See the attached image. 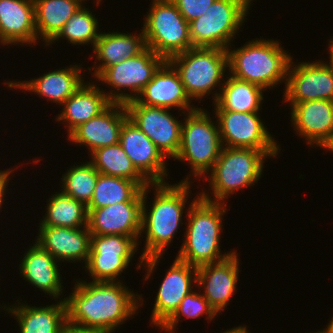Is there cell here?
Wrapping results in <instances>:
<instances>
[{"label": "cell", "mask_w": 333, "mask_h": 333, "mask_svg": "<svg viewBox=\"0 0 333 333\" xmlns=\"http://www.w3.org/2000/svg\"><path fill=\"white\" fill-rule=\"evenodd\" d=\"M189 183L188 179H185L178 185H169L166 182L151 183L143 188L141 233L146 232V244L140 257V265L146 263L148 267L147 279L180 226L183 208H185L188 193H190ZM150 185L156 188V194H154L155 199L151 210L147 214L145 199Z\"/></svg>", "instance_id": "7a4b0ae2"}, {"label": "cell", "mask_w": 333, "mask_h": 333, "mask_svg": "<svg viewBox=\"0 0 333 333\" xmlns=\"http://www.w3.org/2000/svg\"><path fill=\"white\" fill-rule=\"evenodd\" d=\"M331 44H329L330 46H329V51H330V62H329V64H328V66L332 69V72H333V40L332 41H329Z\"/></svg>", "instance_id": "60d3db41"}, {"label": "cell", "mask_w": 333, "mask_h": 333, "mask_svg": "<svg viewBox=\"0 0 333 333\" xmlns=\"http://www.w3.org/2000/svg\"><path fill=\"white\" fill-rule=\"evenodd\" d=\"M252 0H215L200 17L189 22L193 47L226 49L248 13Z\"/></svg>", "instance_id": "ba28073f"}, {"label": "cell", "mask_w": 333, "mask_h": 333, "mask_svg": "<svg viewBox=\"0 0 333 333\" xmlns=\"http://www.w3.org/2000/svg\"><path fill=\"white\" fill-rule=\"evenodd\" d=\"M166 60L146 47L137 56L124 59L116 65L104 68L96 77L100 81L121 90L130 89L135 93H106L111 102L126 103L137 98L146 84Z\"/></svg>", "instance_id": "30bf717a"}, {"label": "cell", "mask_w": 333, "mask_h": 333, "mask_svg": "<svg viewBox=\"0 0 333 333\" xmlns=\"http://www.w3.org/2000/svg\"><path fill=\"white\" fill-rule=\"evenodd\" d=\"M290 60L287 77L285 100L299 103L307 100L333 101V72L323 62H303L295 67ZM293 67V68H292Z\"/></svg>", "instance_id": "5bb4252c"}, {"label": "cell", "mask_w": 333, "mask_h": 333, "mask_svg": "<svg viewBox=\"0 0 333 333\" xmlns=\"http://www.w3.org/2000/svg\"><path fill=\"white\" fill-rule=\"evenodd\" d=\"M269 155L263 150L252 148L223 147L219 158L210 170L211 196L202 192L205 200L221 203L229 194L240 188L251 186L261 177L264 159Z\"/></svg>", "instance_id": "5b68a950"}, {"label": "cell", "mask_w": 333, "mask_h": 333, "mask_svg": "<svg viewBox=\"0 0 333 333\" xmlns=\"http://www.w3.org/2000/svg\"><path fill=\"white\" fill-rule=\"evenodd\" d=\"M278 41L253 40L236 50L227 48L231 76L256 84L264 90L287 78L292 57L284 52ZM282 79V80H281Z\"/></svg>", "instance_id": "277c9868"}, {"label": "cell", "mask_w": 333, "mask_h": 333, "mask_svg": "<svg viewBox=\"0 0 333 333\" xmlns=\"http://www.w3.org/2000/svg\"><path fill=\"white\" fill-rule=\"evenodd\" d=\"M222 145L229 148L263 150L277 156L279 147L258 116V112L216 111Z\"/></svg>", "instance_id": "8fae6325"}, {"label": "cell", "mask_w": 333, "mask_h": 333, "mask_svg": "<svg viewBox=\"0 0 333 333\" xmlns=\"http://www.w3.org/2000/svg\"><path fill=\"white\" fill-rule=\"evenodd\" d=\"M13 313L18 319L20 333H61L67 323L65 299L60 303L46 307L23 305L4 309Z\"/></svg>", "instance_id": "4316f807"}, {"label": "cell", "mask_w": 333, "mask_h": 333, "mask_svg": "<svg viewBox=\"0 0 333 333\" xmlns=\"http://www.w3.org/2000/svg\"><path fill=\"white\" fill-rule=\"evenodd\" d=\"M137 240L123 235H91L88 261L85 265L93 281L116 282L127 268L138 248Z\"/></svg>", "instance_id": "7c38bea8"}, {"label": "cell", "mask_w": 333, "mask_h": 333, "mask_svg": "<svg viewBox=\"0 0 333 333\" xmlns=\"http://www.w3.org/2000/svg\"><path fill=\"white\" fill-rule=\"evenodd\" d=\"M70 227L40 226L38 243L58 261H85L87 263L91 246V232Z\"/></svg>", "instance_id": "7402d4cb"}, {"label": "cell", "mask_w": 333, "mask_h": 333, "mask_svg": "<svg viewBox=\"0 0 333 333\" xmlns=\"http://www.w3.org/2000/svg\"><path fill=\"white\" fill-rule=\"evenodd\" d=\"M214 97L216 111L259 112L264 89L256 84L229 76Z\"/></svg>", "instance_id": "f1b7e54d"}, {"label": "cell", "mask_w": 333, "mask_h": 333, "mask_svg": "<svg viewBox=\"0 0 333 333\" xmlns=\"http://www.w3.org/2000/svg\"><path fill=\"white\" fill-rule=\"evenodd\" d=\"M34 0H0V42H37Z\"/></svg>", "instance_id": "603a6c76"}, {"label": "cell", "mask_w": 333, "mask_h": 333, "mask_svg": "<svg viewBox=\"0 0 333 333\" xmlns=\"http://www.w3.org/2000/svg\"><path fill=\"white\" fill-rule=\"evenodd\" d=\"M125 107L129 119L166 157L174 158L180 148L182 123L167 108L140 105L135 99Z\"/></svg>", "instance_id": "4fadbf2b"}, {"label": "cell", "mask_w": 333, "mask_h": 333, "mask_svg": "<svg viewBox=\"0 0 333 333\" xmlns=\"http://www.w3.org/2000/svg\"><path fill=\"white\" fill-rule=\"evenodd\" d=\"M71 294L64 298L67 322L99 333L113 332L139 308L138 297L120 281H79Z\"/></svg>", "instance_id": "6da1fadb"}, {"label": "cell", "mask_w": 333, "mask_h": 333, "mask_svg": "<svg viewBox=\"0 0 333 333\" xmlns=\"http://www.w3.org/2000/svg\"><path fill=\"white\" fill-rule=\"evenodd\" d=\"M202 314H207V318L210 320L217 315L203 294H198L192 291L182 299L174 314L165 323L157 326L163 328V330L165 329V331L167 330L173 333V330L180 319V315H184L187 318H198Z\"/></svg>", "instance_id": "d590c367"}, {"label": "cell", "mask_w": 333, "mask_h": 333, "mask_svg": "<svg viewBox=\"0 0 333 333\" xmlns=\"http://www.w3.org/2000/svg\"><path fill=\"white\" fill-rule=\"evenodd\" d=\"M291 120L296 132L324 148L333 138V101L307 100L292 103Z\"/></svg>", "instance_id": "ffe728a7"}, {"label": "cell", "mask_w": 333, "mask_h": 333, "mask_svg": "<svg viewBox=\"0 0 333 333\" xmlns=\"http://www.w3.org/2000/svg\"><path fill=\"white\" fill-rule=\"evenodd\" d=\"M61 333H99L94 330H89L87 328L78 327L72 324H69L68 322L64 325V327L61 330Z\"/></svg>", "instance_id": "f35d334b"}, {"label": "cell", "mask_w": 333, "mask_h": 333, "mask_svg": "<svg viewBox=\"0 0 333 333\" xmlns=\"http://www.w3.org/2000/svg\"><path fill=\"white\" fill-rule=\"evenodd\" d=\"M98 22L92 12L84 6L80 7L73 16L65 23L59 34L49 43L65 37L73 45L91 43L94 47L99 39Z\"/></svg>", "instance_id": "e575fe53"}, {"label": "cell", "mask_w": 333, "mask_h": 333, "mask_svg": "<svg viewBox=\"0 0 333 333\" xmlns=\"http://www.w3.org/2000/svg\"><path fill=\"white\" fill-rule=\"evenodd\" d=\"M142 195L143 188L136 181L99 173L87 209L106 207L120 202H142Z\"/></svg>", "instance_id": "4dcf8cb0"}, {"label": "cell", "mask_w": 333, "mask_h": 333, "mask_svg": "<svg viewBox=\"0 0 333 333\" xmlns=\"http://www.w3.org/2000/svg\"><path fill=\"white\" fill-rule=\"evenodd\" d=\"M324 148L328 149L329 151L331 150L333 152V138Z\"/></svg>", "instance_id": "7bdbcfd3"}, {"label": "cell", "mask_w": 333, "mask_h": 333, "mask_svg": "<svg viewBox=\"0 0 333 333\" xmlns=\"http://www.w3.org/2000/svg\"><path fill=\"white\" fill-rule=\"evenodd\" d=\"M87 212L91 235H123L136 240L141 235L142 202H120Z\"/></svg>", "instance_id": "2e32d148"}, {"label": "cell", "mask_w": 333, "mask_h": 333, "mask_svg": "<svg viewBox=\"0 0 333 333\" xmlns=\"http://www.w3.org/2000/svg\"><path fill=\"white\" fill-rule=\"evenodd\" d=\"M191 274L194 275V281L197 282V268L176 258L155 298L151 318L153 324L157 326L165 323L178 309L182 299L192 292Z\"/></svg>", "instance_id": "44dd1931"}, {"label": "cell", "mask_w": 333, "mask_h": 333, "mask_svg": "<svg viewBox=\"0 0 333 333\" xmlns=\"http://www.w3.org/2000/svg\"><path fill=\"white\" fill-rule=\"evenodd\" d=\"M77 1H79V2L81 3L83 0H77ZM100 1H101V0H98V2H97V3L99 4V3H100Z\"/></svg>", "instance_id": "ee69618b"}, {"label": "cell", "mask_w": 333, "mask_h": 333, "mask_svg": "<svg viewBox=\"0 0 333 333\" xmlns=\"http://www.w3.org/2000/svg\"><path fill=\"white\" fill-rule=\"evenodd\" d=\"M223 149L219 126L201 108L188 112L181 127V143L177 160L187 161L195 177L212 169Z\"/></svg>", "instance_id": "8992f818"}, {"label": "cell", "mask_w": 333, "mask_h": 333, "mask_svg": "<svg viewBox=\"0 0 333 333\" xmlns=\"http://www.w3.org/2000/svg\"><path fill=\"white\" fill-rule=\"evenodd\" d=\"M167 61L178 72L187 96L200 100L220 84L228 67L227 50L221 48L192 47Z\"/></svg>", "instance_id": "52a82bcc"}, {"label": "cell", "mask_w": 333, "mask_h": 333, "mask_svg": "<svg viewBox=\"0 0 333 333\" xmlns=\"http://www.w3.org/2000/svg\"><path fill=\"white\" fill-rule=\"evenodd\" d=\"M37 37L50 43L82 6L77 0H34ZM39 33V34H38Z\"/></svg>", "instance_id": "f546056e"}, {"label": "cell", "mask_w": 333, "mask_h": 333, "mask_svg": "<svg viewBox=\"0 0 333 333\" xmlns=\"http://www.w3.org/2000/svg\"><path fill=\"white\" fill-rule=\"evenodd\" d=\"M223 333H249L245 326H238Z\"/></svg>", "instance_id": "ab89813d"}, {"label": "cell", "mask_w": 333, "mask_h": 333, "mask_svg": "<svg viewBox=\"0 0 333 333\" xmlns=\"http://www.w3.org/2000/svg\"><path fill=\"white\" fill-rule=\"evenodd\" d=\"M56 262L58 260L36 243L25 253L19 269L26 281L58 298L63 289Z\"/></svg>", "instance_id": "d4e9b609"}, {"label": "cell", "mask_w": 333, "mask_h": 333, "mask_svg": "<svg viewBox=\"0 0 333 333\" xmlns=\"http://www.w3.org/2000/svg\"><path fill=\"white\" fill-rule=\"evenodd\" d=\"M146 48L143 30L138 36L126 33H101L93 49L102 64L93 73L97 76L104 68L140 54Z\"/></svg>", "instance_id": "83f0119b"}, {"label": "cell", "mask_w": 333, "mask_h": 333, "mask_svg": "<svg viewBox=\"0 0 333 333\" xmlns=\"http://www.w3.org/2000/svg\"><path fill=\"white\" fill-rule=\"evenodd\" d=\"M237 254L197 267V285L205 288L204 297L218 314L227 307L234 294L239 273Z\"/></svg>", "instance_id": "ac0fdd59"}, {"label": "cell", "mask_w": 333, "mask_h": 333, "mask_svg": "<svg viewBox=\"0 0 333 333\" xmlns=\"http://www.w3.org/2000/svg\"><path fill=\"white\" fill-rule=\"evenodd\" d=\"M91 155L90 162L100 174L136 181L142 188L151 184L135 168L119 143L98 148Z\"/></svg>", "instance_id": "1f68e13d"}, {"label": "cell", "mask_w": 333, "mask_h": 333, "mask_svg": "<svg viewBox=\"0 0 333 333\" xmlns=\"http://www.w3.org/2000/svg\"><path fill=\"white\" fill-rule=\"evenodd\" d=\"M317 333H326V332L323 330V331H319V332H317Z\"/></svg>", "instance_id": "f6af8a7d"}, {"label": "cell", "mask_w": 333, "mask_h": 333, "mask_svg": "<svg viewBox=\"0 0 333 333\" xmlns=\"http://www.w3.org/2000/svg\"><path fill=\"white\" fill-rule=\"evenodd\" d=\"M141 98H140V97ZM140 105L163 107L167 109L179 108L191 112L196 108L190 106L191 100L187 96L183 83L176 69L166 60L153 75L141 93L135 98Z\"/></svg>", "instance_id": "d6986e66"}, {"label": "cell", "mask_w": 333, "mask_h": 333, "mask_svg": "<svg viewBox=\"0 0 333 333\" xmlns=\"http://www.w3.org/2000/svg\"><path fill=\"white\" fill-rule=\"evenodd\" d=\"M128 118L125 104L112 102L98 116L77 127L68 139L75 144L87 146L92 152L118 144L122 126Z\"/></svg>", "instance_id": "e0dca14e"}, {"label": "cell", "mask_w": 333, "mask_h": 333, "mask_svg": "<svg viewBox=\"0 0 333 333\" xmlns=\"http://www.w3.org/2000/svg\"><path fill=\"white\" fill-rule=\"evenodd\" d=\"M11 170L7 169L6 171H0V208L2 206L3 200H4V195H5V190L7 186V182L10 176Z\"/></svg>", "instance_id": "74e56055"}, {"label": "cell", "mask_w": 333, "mask_h": 333, "mask_svg": "<svg viewBox=\"0 0 333 333\" xmlns=\"http://www.w3.org/2000/svg\"><path fill=\"white\" fill-rule=\"evenodd\" d=\"M326 333H333V317L330 323L328 324L327 328L324 330Z\"/></svg>", "instance_id": "b9f144b4"}, {"label": "cell", "mask_w": 333, "mask_h": 333, "mask_svg": "<svg viewBox=\"0 0 333 333\" xmlns=\"http://www.w3.org/2000/svg\"><path fill=\"white\" fill-rule=\"evenodd\" d=\"M87 206L82 202L59 192L51 196L47 214L40 226L79 228L87 226Z\"/></svg>", "instance_id": "d6a6232c"}, {"label": "cell", "mask_w": 333, "mask_h": 333, "mask_svg": "<svg viewBox=\"0 0 333 333\" xmlns=\"http://www.w3.org/2000/svg\"><path fill=\"white\" fill-rule=\"evenodd\" d=\"M111 103L99 87L94 84L85 85L84 83L62 104L65 108L56 119L69 124L68 135H70L81 124L98 116Z\"/></svg>", "instance_id": "484cf974"}, {"label": "cell", "mask_w": 333, "mask_h": 333, "mask_svg": "<svg viewBox=\"0 0 333 333\" xmlns=\"http://www.w3.org/2000/svg\"><path fill=\"white\" fill-rule=\"evenodd\" d=\"M99 172L91 162L71 167L62 176V193L68 195L85 206L90 204Z\"/></svg>", "instance_id": "836d02e7"}, {"label": "cell", "mask_w": 333, "mask_h": 333, "mask_svg": "<svg viewBox=\"0 0 333 333\" xmlns=\"http://www.w3.org/2000/svg\"><path fill=\"white\" fill-rule=\"evenodd\" d=\"M145 17L143 34L146 47L168 60L193 47L189 23L171 0H153Z\"/></svg>", "instance_id": "9c48e42d"}, {"label": "cell", "mask_w": 333, "mask_h": 333, "mask_svg": "<svg viewBox=\"0 0 333 333\" xmlns=\"http://www.w3.org/2000/svg\"><path fill=\"white\" fill-rule=\"evenodd\" d=\"M119 144L150 183H165L167 157L129 118L122 126Z\"/></svg>", "instance_id": "9a60e30c"}, {"label": "cell", "mask_w": 333, "mask_h": 333, "mask_svg": "<svg viewBox=\"0 0 333 333\" xmlns=\"http://www.w3.org/2000/svg\"><path fill=\"white\" fill-rule=\"evenodd\" d=\"M80 66H72L65 69L54 70L44 74V76L37 77L24 82H8V87L21 88V90H28L40 96L50 99L53 102L63 104L71 95H73L82 85L80 75L82 69Z\"/></svg>", "instance_id": "cb8c5ba5"}, {"label": "cell", "mask_w": 333, "mask_h": 333, "mask_svg": "<svg viewBox=\"0 0 333 333\" xmlns=\"http://www.w3.org/2000/svg\"><path fill=\"white\" fill-rule=\"evenodd\" d=\"M222 203L198 196L188 211L185 241L177 259L194 267L220 262L235 252L220 253L222 215L226 212Z\"/></svg>", "instance_id": "3957f363"}, {"label": "cell", "mask_w": 333, "mask_h": 333, "mask_svg": "<svg viewBox=\"0 0 333 333\" xmlns=\"http://www.w3.org/2000/svg\"><path fill=\"white\" fill-rule=\"evenodd\" d=\"M189 23L200 17L215 0H171Z\"/></svg>", "instance_id": "8d00e7d4"}]
</instances>
